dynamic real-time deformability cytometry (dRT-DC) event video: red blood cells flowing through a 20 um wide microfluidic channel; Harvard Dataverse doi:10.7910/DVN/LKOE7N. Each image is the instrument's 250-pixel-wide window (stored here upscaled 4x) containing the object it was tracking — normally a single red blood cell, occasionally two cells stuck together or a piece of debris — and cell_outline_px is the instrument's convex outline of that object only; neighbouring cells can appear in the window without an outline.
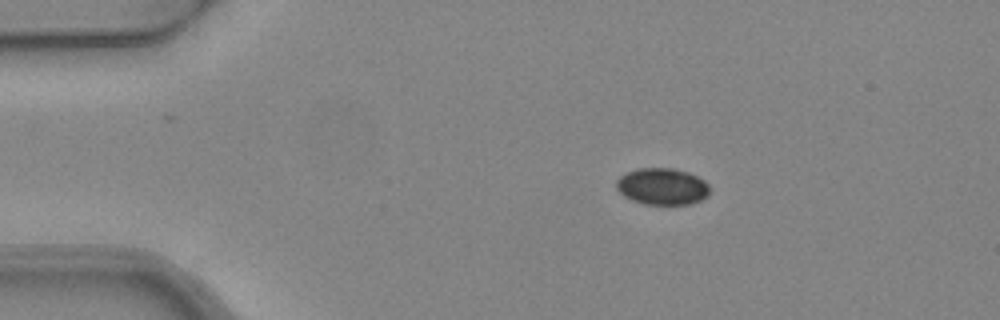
{"species": "common noctule bat (a hibernating species)", "species_latin": "Nyctalus noctula", "temperature_condition": "warm", "stored_images_in_passage": 5, "camera_frame_rate_fps": 3000, "um_per_image_px": 0.085, "animal": {"sex": "female", "body_mass_g": 24.6, "forearm_length_mm": 56.2}, "frame": {"image": 1, "passage_image": 2, "time_ms": 0.333, "image_size_px": [1000, 320], "cell_outline_px": [[708, 196], [692, 204], [644, 204], [632, 200], [624, 196], [616, 188], [616, 180], [620, 176], [636, 168], [672, 168], [688, 172], [704, 180], [708, 184]], "centroid_in_image_um": [56.28, 15.85], "position_along_channel_um": 28.7, "area_um2": 19.94}}
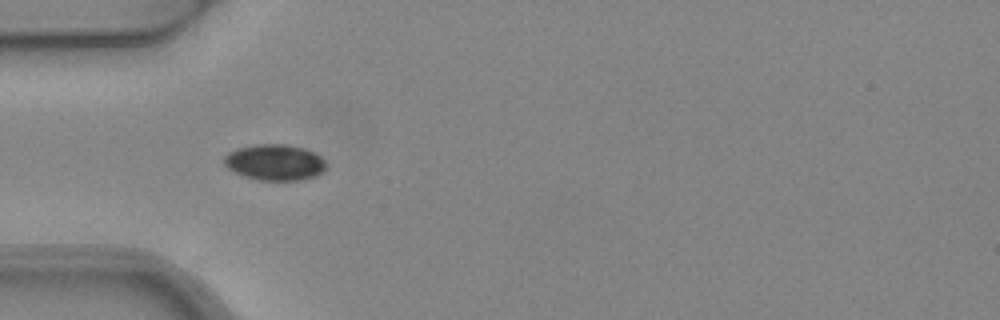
{"frame": {"image": 2, "passage_image": 4, "time_ms": 1.0, "image_size_px": [1000, 320], "cell_outline_px": [[324, 168], [316, 176], [304, 180], [260, 180], [244, 176], [228, 168], [224, 164], [224, 156], [228, 152], [236, 148], [256, 144], [288, 144], [304, 148], [320, 156], [324, 160]], "centroid_in_image_um": [23.33, 13.79], "position_along_channel_um": 61.7, "area_um2": 21.33}}
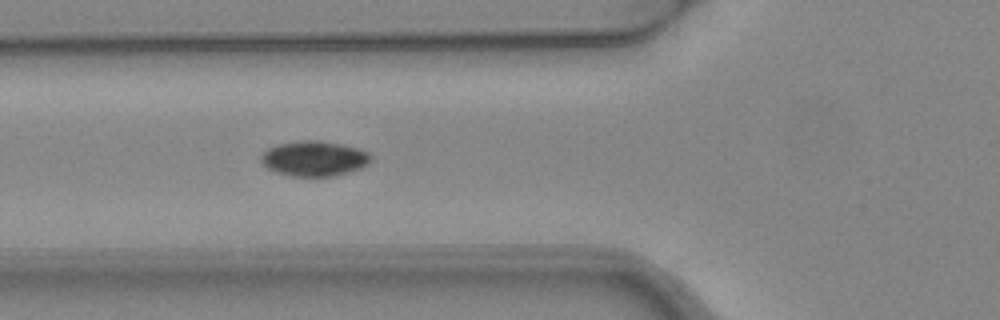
{"frame": {"image": 3, "passage_image": 5, "time_ms": 1.333, "image_size_px": [1000, 320], "cell_outline_px": [[372, 160], [368, 164], [360, 168], [348, 172], [332, 176], [292, 176], [276, 172], [268, 168], [260, 160], [260, 156], [268, 148], [280, 144], [300, 140], [320, 140], [360, 148], [368, 152], [372, 156]], "centroid_in_image_um": [26.73, 13.47], "position_along_channel_um": 99.1, "area_um2": 22.48}}